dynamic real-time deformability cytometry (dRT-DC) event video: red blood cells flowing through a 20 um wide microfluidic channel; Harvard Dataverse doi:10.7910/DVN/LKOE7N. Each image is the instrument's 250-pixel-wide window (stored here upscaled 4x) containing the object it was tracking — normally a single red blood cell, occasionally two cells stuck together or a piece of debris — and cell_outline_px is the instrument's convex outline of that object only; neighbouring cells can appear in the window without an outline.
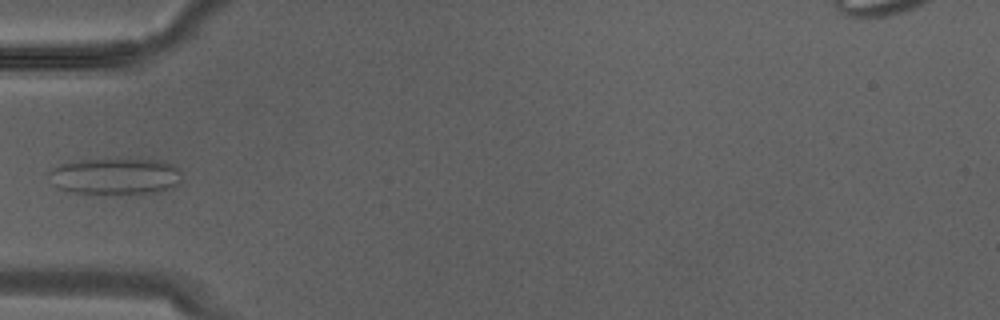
{"species": "Egyptian fruit bat (a non-hibernating species)", "species_latin": "Rousettus aegyptiacus", "temperature_condition": "warm", "stored_images_in_passage": 2, "camera_frame_rate_fps": 3000, "um_per_image_px": 0.085, "animal": {"sex": "male"}, "frame": {"image": 1, "passage_image": 1, "time_ms": 0.0, "image_size_px": [1000, 320], "cell_outline_px": [[180, 172], [176, 184], [160, 192], [76, 192], [60, 188], [56, 184], [48, 172], [52, 168], [60, 164], [80, 160], [120, 156], [164, 160], [180, 168]], "centroid_in_image_um": [9.85, 14.88], "position_along_channel_um": 75.2, "area_um2": 28.26}}